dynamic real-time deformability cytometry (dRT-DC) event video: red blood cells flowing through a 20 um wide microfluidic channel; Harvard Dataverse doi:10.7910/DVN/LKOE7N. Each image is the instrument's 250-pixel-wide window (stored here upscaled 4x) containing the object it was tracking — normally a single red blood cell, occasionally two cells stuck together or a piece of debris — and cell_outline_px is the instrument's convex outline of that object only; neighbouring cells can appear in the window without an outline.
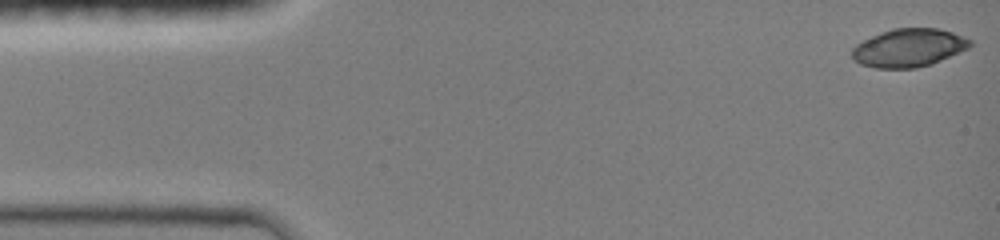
{"species": "common noctule bat (a hibernating species)", "species_latin": "Nyctalus noctula", "temperature_condition": "room temperature", "stored_images_in_passage": 7, "camera_frame_rate_fps": 3000, "um_per_image_px": 0.085, "animal": {"sex": "female", "body_mass_g": 19.0, "forearm_length_mm": 51.5}, "frame": {"image": 1, "passage_image": 1, "time_ms": 0.0, "image_size_px": [1000, 240], "cell_outline_px": [[972, 44], [968, 48], [928, 64], [916, 68], [876, 68], [860, 64], [852, 56], [852, 48], [856, 44], [872, 36], [892, 28], [936, 28], [952, 32], [972, 40]], "centroid_in_image_um": [77.21, 4.05], "position_along_channel_um": 7.8, "area_um2": 25.84}}